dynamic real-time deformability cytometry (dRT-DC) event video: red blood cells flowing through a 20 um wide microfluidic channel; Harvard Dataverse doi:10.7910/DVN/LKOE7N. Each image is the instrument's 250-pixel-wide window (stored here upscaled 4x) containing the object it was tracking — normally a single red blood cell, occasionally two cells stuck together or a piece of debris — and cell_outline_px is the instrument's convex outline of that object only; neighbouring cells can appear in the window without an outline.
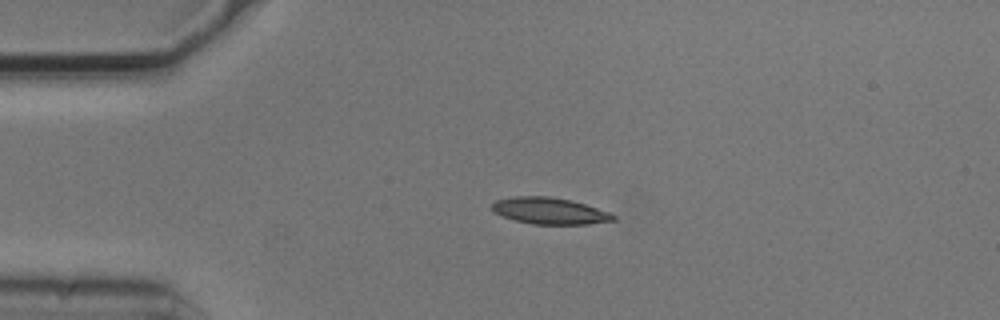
{"species": "common noctule bat (a hibernating species)", "species_latin": "Nyctalus noctula", "temperature_condition": "cold", "stored_images_in_passage": 6, "camera_frame_rate_fps": 3000, "um_per_image_px": 0.085, "animal": {"sex": "male", "body_mass_g": 20.5, "forearm_length_mm": 52.5}, "frame": {"image": 1, "passage_image": 2, "time_ms": 0.333, "image_size_px": [1000, 320], "cell_outline_px": [[616, 220], [588, 224], [532, 224], [516, 220], [492, 212], [492, 204], [496, 200], [516, 196], [548, 196], [572, 200], [608, 212], [616, 216]], "centroid_in_image_um": [46.71, 17.92], "position_along_channel_um": 38.3, "area_um2": 18.61}}
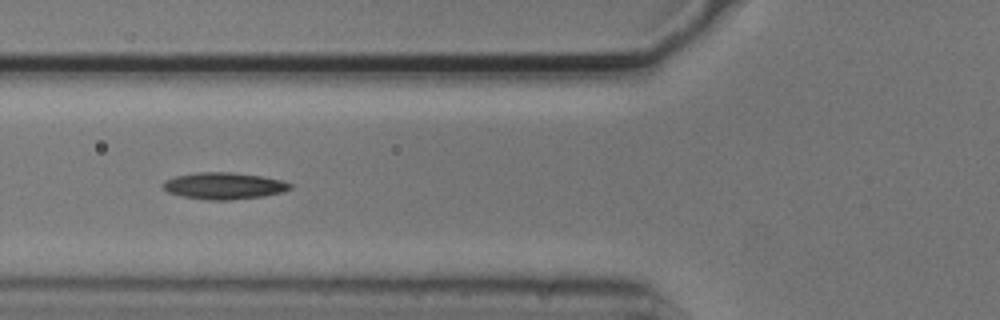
{"frame": {"image": 2, "passage_image": 4, "time_ms": 1.0, "image_size_px": [1000, 320], "cell_outline_px": [[292, 188], [284, 192], [264, 196], [228, 200], [208, 200], [184, 196], [168, 192], [160, 184], [164, 180], [176, 176], [196, 172], [232, 172], [264, 176], [280, 180], [292, 184]], "centroid_in_image_um": [19.04, 15.79], "position_along_channel_um": 106.8, "area_um2": 19.88}}
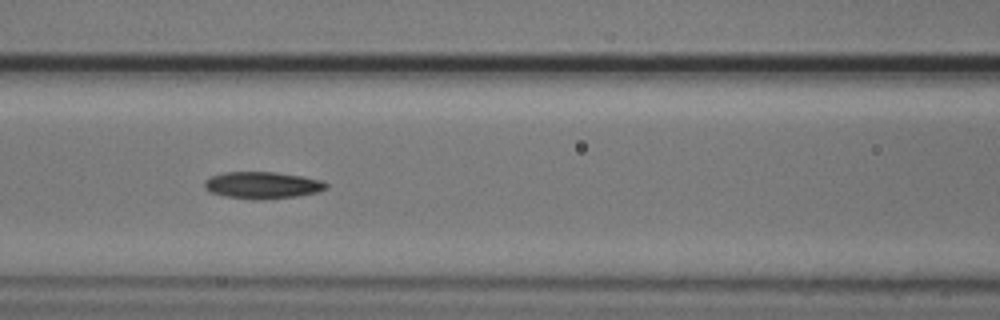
{"frame": {"image": 3, "passage_image": 5, "time_ms": 1.333, "image_size_px": [1000, 320], "cell_outline_px": [[328, 188], [316, 192], [296, 196], [260, 200], [256, 200], [228, 196], [212, 192], [204, 188], [204, 180], [212, 176], [224, 172], [276, 172], [304, 176], [324, 180], [328, 184]], "centroid_in_image_um": [22.35, 15.73], "position_along_channel_um": 144.3, "area_um2": 19.07}}